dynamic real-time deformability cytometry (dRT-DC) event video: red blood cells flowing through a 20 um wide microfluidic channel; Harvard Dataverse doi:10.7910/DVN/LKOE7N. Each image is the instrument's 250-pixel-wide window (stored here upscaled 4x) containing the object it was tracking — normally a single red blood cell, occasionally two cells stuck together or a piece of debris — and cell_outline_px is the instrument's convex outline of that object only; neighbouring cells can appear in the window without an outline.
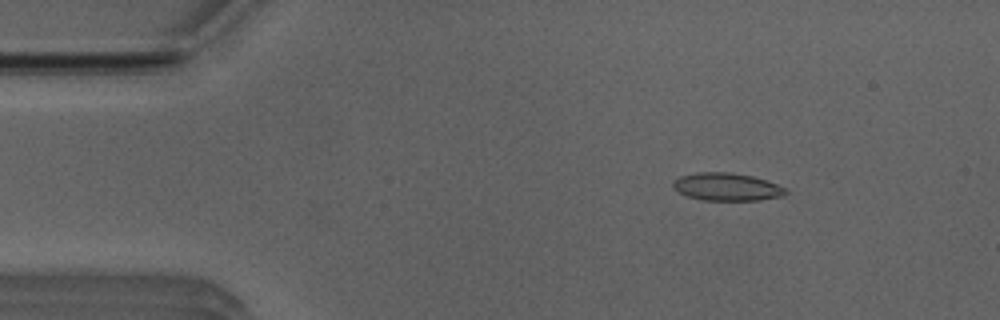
{"species": "Egyptian fruit bat (a non-hibernating species)", "species_latin": "Rousettus aegyptiacus", "temperature_condition": "room temperature", "stored_images_in_passage": 36, "camera_frame_rate_fps": 3000, "um_per_image_px": 0.085, "animal": {"sex": "male"}, "frame": {"image": 1, "passage_image": 7, "time_ms": 2.0, "image_size_px": [1000, 320], "cell_outline_px": [[788, 192], [784, 196], [760, 200], [704, 200], [688, 196], [672, 188], [672, 180], [680, 176], [696, 172], [728, 172], [752, 176], [788, 188]], "centroid_in_image_um": [61.78, 15.88], "position_along_channel_um": 23.2, "area_um2": 18.26}}
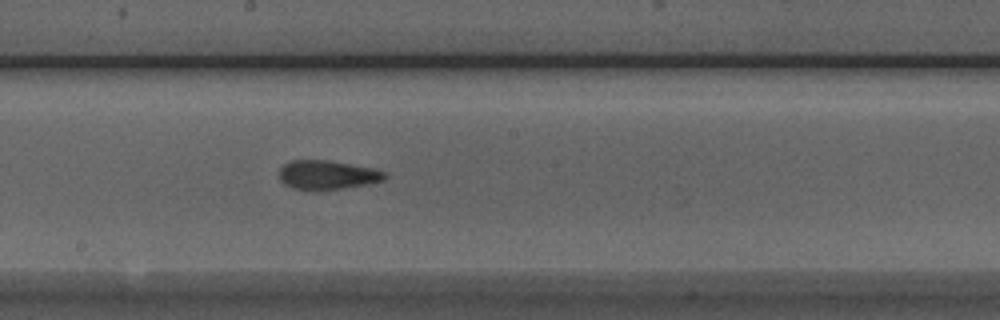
{"frame": {"image": 2, "passage_image": 27, "time_ms": 8.667, "image_size_px": [1000, 320], "cell_outline_px": [[388, 176], [384, 180], [368, 184], [340, 188], [308, 192], [292, 188], [284, 184], [280, 180], [280, 168], [284, 164], [292, 160], [328, 160], [372, 168], [388, 172]], "centroid_in_image_um": [27.81, 14.88], "position_along_channel_um": 220.4, "area_um2": 18.15}}
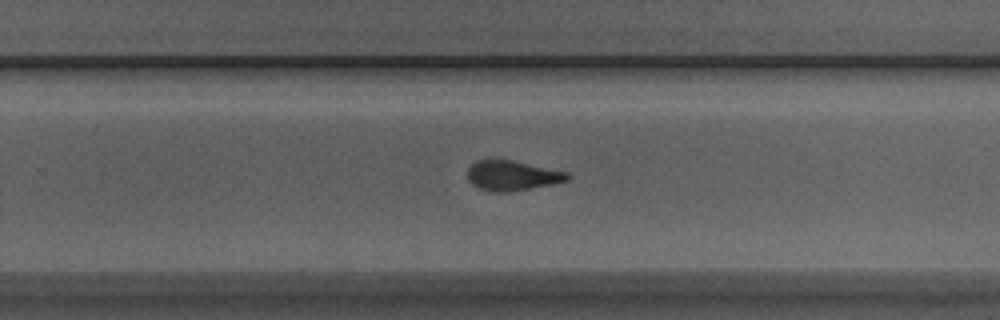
{"frame": {"image": 3, "passage_image": 32, "time_ms": 10.333, "image_size_px": [1000, 320], "cell_outline_px": [[572, 176], [568, 180], [552, 184], [508, 192], [496, 192], [480, 188], [472, 184], [468, 180], [468, 168], [476, 160], [512, 160], [568, 172]], "centroid_in_image_um": [43.55, 14.92], "position_along_channel_um": 286.2, "area_um2": 17.28}, "authors_computed_cell_mechanics": {"area_um2": 17.8024, "velocity_mm_per_s": 3.9744, "shape_relaxation_time_tau1_ms": null, "shape_relaxation_time_tau2_ms": 1.9103, "deformation_change_tau1": null, "deformation_change_tau2": 0.0875}}